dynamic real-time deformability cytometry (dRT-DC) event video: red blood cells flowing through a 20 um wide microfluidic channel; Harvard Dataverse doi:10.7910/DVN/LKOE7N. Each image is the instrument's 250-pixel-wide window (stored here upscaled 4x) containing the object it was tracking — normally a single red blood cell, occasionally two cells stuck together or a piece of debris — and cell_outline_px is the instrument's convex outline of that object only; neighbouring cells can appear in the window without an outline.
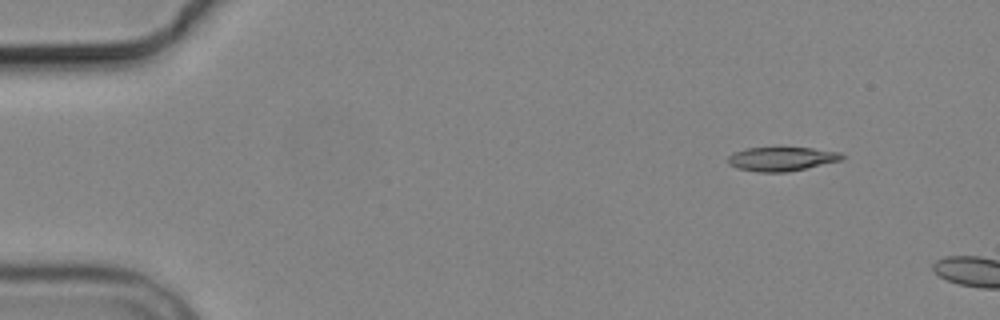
{"species": "common noctule bat (a hibernating species)", "species_latin": "Nyctalus noctula", "temperature_condition": "cold", "stored_images_in_passage": 4, "camera_frame_rate_fps": 3000, "um_per_image_px": 0.085, "animal": {"sex": "male", "body_mass_g": 19.2, "forearm_length_mm": 51.8}, "frame": {"image": 1, "passage_image": 2, "time_ms": 1.333, "image_size_px": [1000, 320], "cell_outline_px": [[844, 160], [788, 172], [756, 172], [736, 168], [728, 164], [728, 156], [732, 152], [744, 148], [812, 148], [840, 152], [844, 156]], "centroid_in_image_um": [66.42, 13.51], "position_along_channel_um": 18.6, "area_um2": 16.13}}